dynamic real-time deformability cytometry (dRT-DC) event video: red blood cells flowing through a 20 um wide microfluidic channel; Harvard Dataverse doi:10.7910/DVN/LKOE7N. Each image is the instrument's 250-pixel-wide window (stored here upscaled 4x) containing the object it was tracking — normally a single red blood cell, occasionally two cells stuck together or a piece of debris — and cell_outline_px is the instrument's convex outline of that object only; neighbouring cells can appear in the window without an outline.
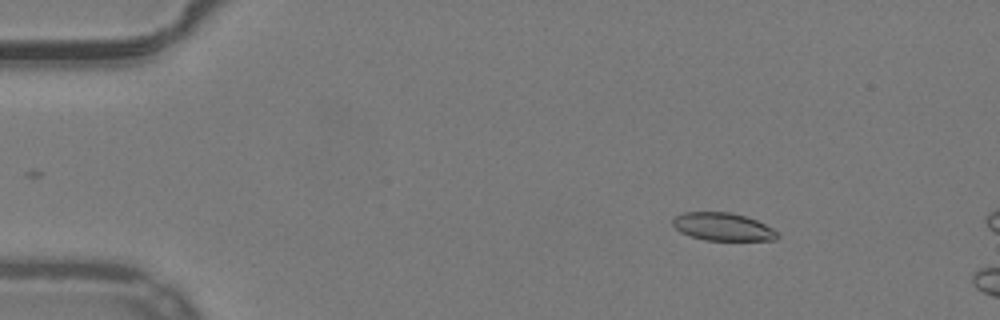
{"species": "common noctule bat (a hibernating species)", "species_latin": "Nyctalus noctula", "temperature_condition": "warm", "stored_images_in_passage": 12, "camera_frame_rate_fps": 3000, "um_per_image_px": 0.085, "animal": {"sex": "male", "body_mass_g": 19.2, "forearm_length_mm": 51.8}, "frame": {"image": 1, "passage_image": 7, "time_ms": 2.0, "image_size_px": [1000, 320], "cell_outline_px": [[780, 236], [776, 240], [704, 240], [680, 232], [672, 224], [672, 220], [676, 216], [684, 212], [732, 212], [756, 220], [780, 232]], "centroid_in_image_um": [61.47, 19.28], "position_along_channel_um": 23.5, "area_um2": 16.99}}